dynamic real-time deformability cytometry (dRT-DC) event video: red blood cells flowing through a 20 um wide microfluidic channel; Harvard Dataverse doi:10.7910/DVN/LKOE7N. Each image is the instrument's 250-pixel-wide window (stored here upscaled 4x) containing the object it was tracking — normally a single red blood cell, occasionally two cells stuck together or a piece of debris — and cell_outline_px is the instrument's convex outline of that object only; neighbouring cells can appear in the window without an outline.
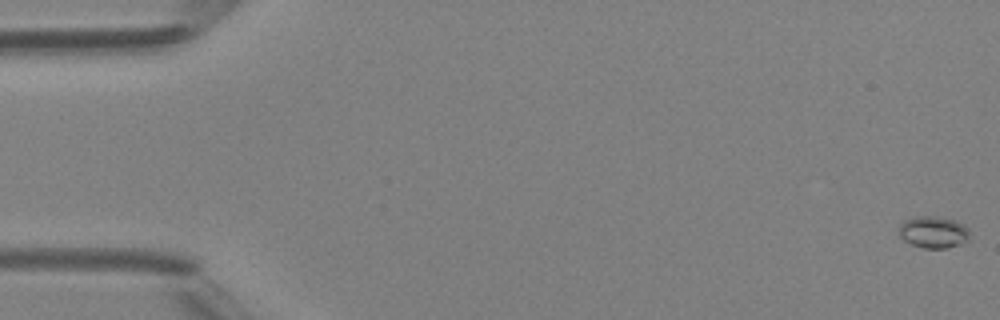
{"species": "Egyptian fruit bat (a non-hibernating species)", "species_latin": "Rousettus aegyptiacus", "temperature_condition": "room temperature", "stored_images_in_passage": 4, "segment_of_instrument_passage": [2, 2], "camera_frame_rate_fps": 3000, "um_per_image_px": 0.085, "animal": {"sex": "female"}, "frame": {"image": 1, "passage_image": 4, "time_ms": 3.333, "image_size_px": [1000, 320], "cell_outline_px": [[968, 240], [960, 244], [948, 248], [924, 248], [912, 244], [904, 240], [900, 236], [900, 224], [904, 220], [916, 216], [936, 216], [956, 220], [964, 224], [968, 228]], "centroid_in_image_um": [79.35, 19.72], "position_along_channel_um": 5.6, "area_um2": 13.12}}